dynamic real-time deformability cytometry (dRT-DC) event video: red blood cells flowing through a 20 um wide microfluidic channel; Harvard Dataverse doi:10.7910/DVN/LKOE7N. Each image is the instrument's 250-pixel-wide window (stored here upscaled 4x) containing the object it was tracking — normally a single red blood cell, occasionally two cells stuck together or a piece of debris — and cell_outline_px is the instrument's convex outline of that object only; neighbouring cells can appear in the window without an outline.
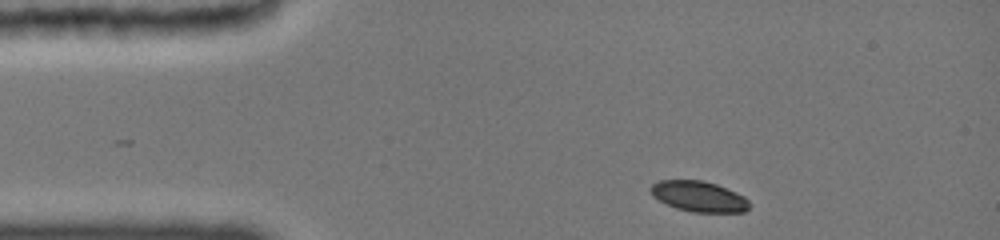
{"species": "common noctule bat (a hibernating species)", "species_latin": "Nyctalus noctula", "temperature_condition": "cold", "stored_images_in_passage": 34, "camera_frame_rate_fps": 3000, "um_per_image_px": 0.085, "animal": {"sex": "female", "body_mass_g": 19.0, "forearm_length_mm": 51.5}, "frame": {"image": 1, "passage_image": 1, "time_ms": 0.0, "image_size_px": [1000, 240], "cell_outline_px": [[752, 204], [744, 212], [692, 212], [676, 208], [652, 196], [648, 188], [652, 184], [660, 180], [704, 180], [716, 184], [736, 192], [744, 196]], "centroid_in_image_um": [59.4, 16.69], "position_along_channel_um": 25.6, "area_um2": 17.69}}
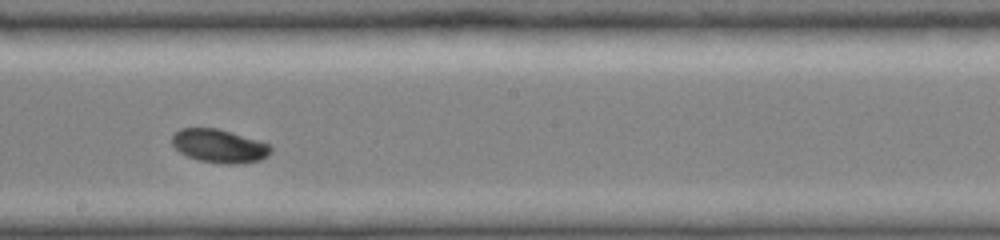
{"frame": {"image": 2, "passage_image": 19, "time_ms": 6.667, "image_size_px": [1000, 240], "cell_outline_px": [[272, 148], [268, 156], [260, 160], [244, 164], [220, 164], [196, 160], [180, 152], [172, 144], [172, 136], [180, 128], [216, 128], [268, 144]], "centroid_in_image_um": [18.61, 12.44], "position_along_channel_um": 229.6, "area_um2": 19.13}}
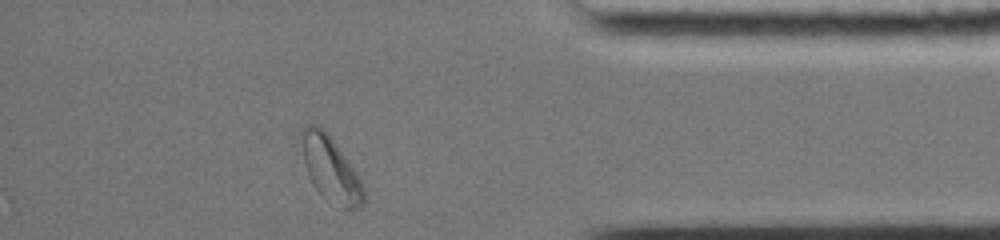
{"frame": {"image": 3, "passage_image": 34, "time_ms": 11.667, "image_size_px": [1000, 240], "cell_outline_px": [[364, 204], [356, 208], [344, 208], [324, 200], [320, 196], [312, 184], [308, 176], [304, 164], [300, 136], [300, 128], [304, 124], [316, 124], [324, 128], [328, 132], [356, 172], [364, 188]], "centroid_in_image_um": [28.05, 14.33], "position_along_channel_um": 407.2, "area_um2": 23.99}, "authors_computed_cell_mechanics": {"area_um2": 19.074, "velocity_mm_per_s": 3.8558, "shape_relaxation_time_tau1_ms": 2.4171, "shape_relaxation_time_tau2_ms": null, "deformation_change_tau1": 0.0887, "deformation_change_tau2": null}}